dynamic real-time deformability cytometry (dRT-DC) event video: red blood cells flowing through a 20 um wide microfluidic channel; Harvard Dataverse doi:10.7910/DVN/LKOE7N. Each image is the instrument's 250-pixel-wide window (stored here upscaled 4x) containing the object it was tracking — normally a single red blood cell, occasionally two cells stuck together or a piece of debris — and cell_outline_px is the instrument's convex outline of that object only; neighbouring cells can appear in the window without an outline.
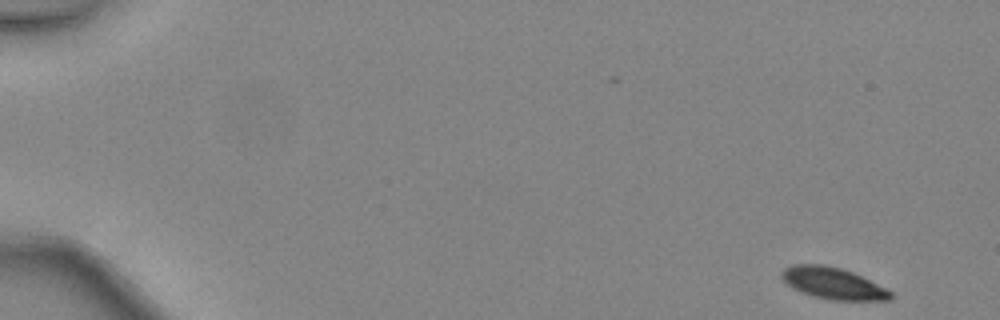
{"species": "common noctule bat (a hibernating species)", "species_latin": "Nyctalus noctula", "temperature_condition": "warm", "stored_images_in_passage": 46, "camera_frame_rate_fps": 3000, "um_per_image_px": 0.085, "animal": {"sex": "female", "body_mass_g": 24.6, "forearm_length_mm": 56.2}, "frame": {"image": 1, "passage_image": 1, "time_ms": 0.0, "image_size_px": [1000, 320], "cell_outline_px": [[892, 300], [828, 300], [812, 296], [792, 288], [780, 276], [780, 272], [784, 268], [792, 264], [824, 264], [840, 268], [852, 272], [892, 292]], "centroid_in_image_um": [70.75, 24.08], "position_along_channel_um": 14.2, "area_um2": 19.94}}
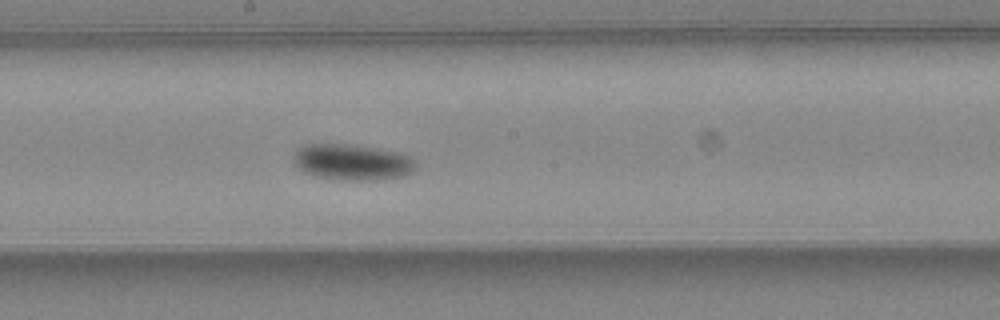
{"frame": {"image": 2, "passage_image": 26, "time_ms": 8.333, "image_size_px": [1000, 320], "cell_outline_px": [[416, 168], [412, 172], [400, 176], [372, 180], [340, 180], [316, 176], [304, 172], [292, 160], [292, 152], [296, 148], [304, 144], [356, 144], [396, 152], [408, 156], [416, 160]], "centroid_in_image_um": [29.89, 13.76], "position_along_channel_um": 218.3, "area_um2": 25.84}}
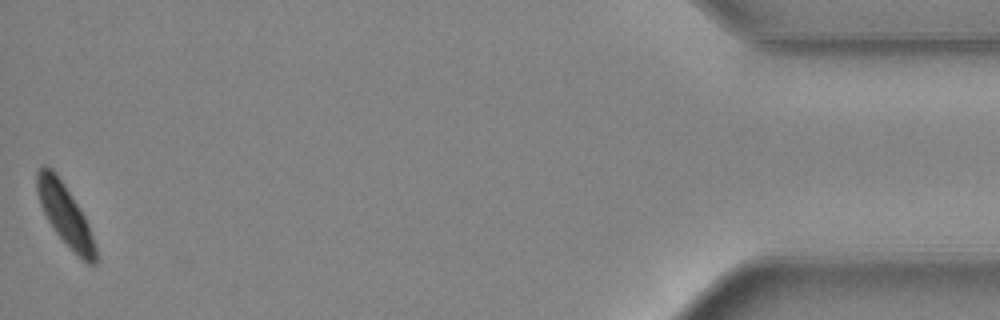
{"frame": {"image": 3, "passage_image": 46, "time_ms": 15.0, "image_size_px": [1000, 320], "cell_outline_px": [[100, 260], [96, 264], [88, 264], [56, 232], [48, 220], [40, 204], [36, 188], [36, 172], [44, 164], [52, 168], [56, 172], [80, 208], [88, 224]], "centroid_in_image_um": [5.54, 18.21], "position_along_channel_um": 429.7, "area_um2": 20.52}, "authors_computed_cell_mechanics": {"area_um2": 22.5131, "velocity_mm_per_s": 4.4251, "shape_relaxation_time_tau1_ms": 1.7069, "shape_relaxation_time_tau2_ms": null, "deformation_change_tau1": 0.1106, "deformation_change_tau2": null}}